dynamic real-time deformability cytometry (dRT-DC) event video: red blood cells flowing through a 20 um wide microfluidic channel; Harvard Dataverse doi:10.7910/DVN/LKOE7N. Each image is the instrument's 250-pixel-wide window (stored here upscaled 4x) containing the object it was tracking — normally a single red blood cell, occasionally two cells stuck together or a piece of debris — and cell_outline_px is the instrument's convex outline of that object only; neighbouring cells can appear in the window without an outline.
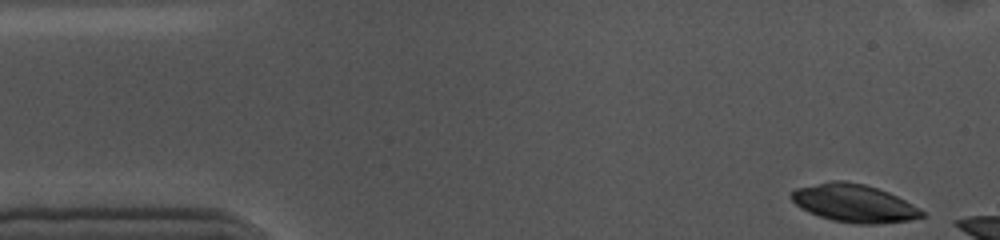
{"species": "common noctule bat (a hibernating species)", "species_latin": "Nyctalus noctula", "temperature_condition": "cold", "stored_images_in_passage": 7, "camera_frame_rate_fps": 3000, "um_per_image_px": 0.085, "animal": {"sex": "female", "body_mass_g": 10.0, "forearm_length_mm": 53.1}, "frame": {"image": 1, "passage_image": 1, "time_ms": 0.0, "image_size_px": [1000, 240], "cell_outline_px": [[928, 216], [908, 220], [876, 224], [860, 224], [832, 220], [808, 212], [800, 208], [788, 196], [796, 188], [832, 180], [844, 180], [864, 184], [888, 192], [920, 208]], "centroid_in_image_um": [72.59, 17.27], "position_along_channel_um": 12.4, "area_um2": 28.78}}